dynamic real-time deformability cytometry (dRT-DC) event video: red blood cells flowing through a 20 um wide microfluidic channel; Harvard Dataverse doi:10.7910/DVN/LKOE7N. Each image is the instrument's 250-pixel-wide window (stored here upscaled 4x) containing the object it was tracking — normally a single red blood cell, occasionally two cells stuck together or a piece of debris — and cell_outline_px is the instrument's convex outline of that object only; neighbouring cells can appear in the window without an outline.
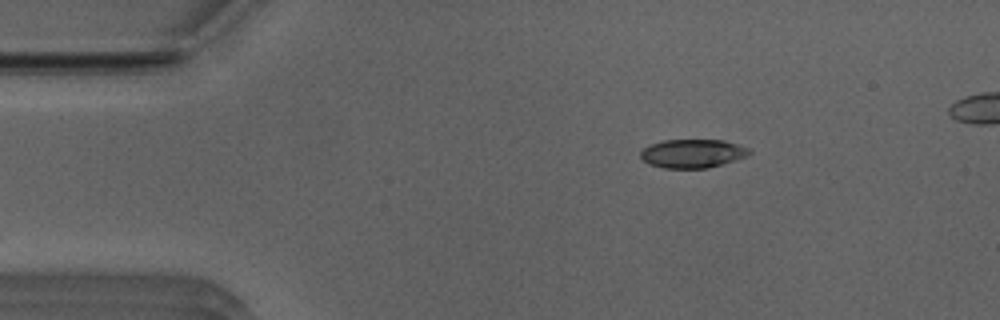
{"species": "Egyptian fruit bat (a non-hibernating species)", "species_latin": "Rousettus aegyptiacus", "temperature_condition": "room temperature", "stored_images_in_passage": 30, "camera_frame_rate_fps": 3000, "um_per_image_px": 0.085, "animal": {"sex": "male"}, "frame": {"image": 1, "passage_image": 1, "time_ms": 0.0, "image_size_px": [1000, 320], "cell_outline_px": [[752, 152], [748, 156], [736, 160], [708, 168], [664, 168], [648, 164], [640, 156], [640, 152], [644, 148], [652, 144], [664, 140], [724, 140], [748, 148]], "centroid_in_image_um": [58.88, 13.05], "position_along_channel_um": 26.1, "area_um2": 18.09}}
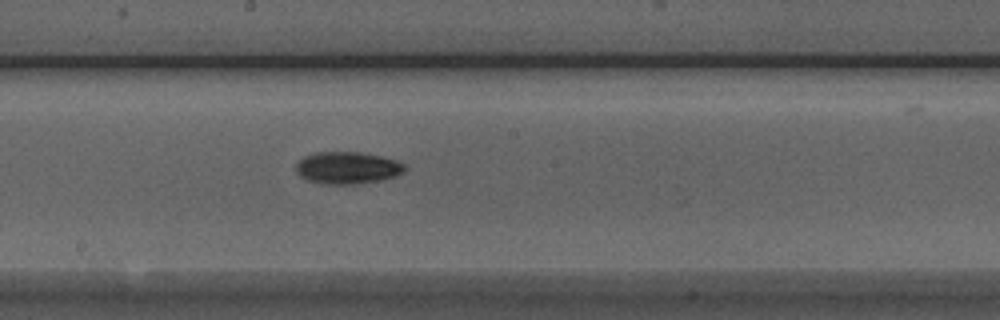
{"frame": {"image": 2, "passage_image": 20, "time_ms": 6.333, "image_size_px": [1000, 320], "cell_outline_px": [[408, 168], [404, 172], [396, 176], [380, 180], [356, 184], [324, 184], [308, 180], [300, 176], [296, 172], [296, 164], [304, 156], [316, 152], [356, 152], [380, 156], [396, 160], [404, 164]], "centroid_in_image_um": [29.54, 14.27], "position_along_channel_um": 218.7, "area_um2": 20.35}}
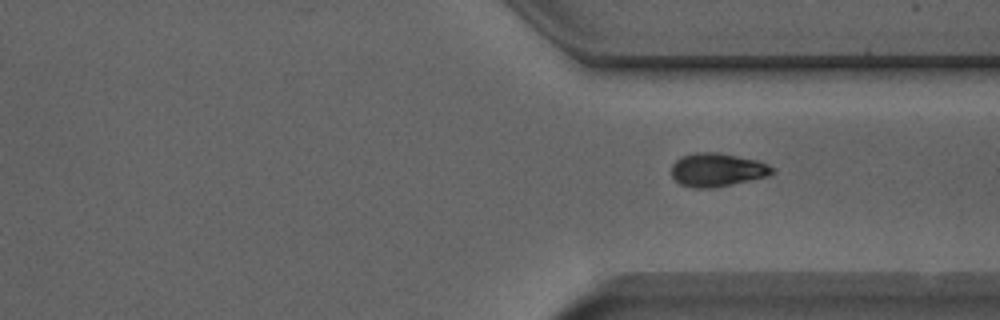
{"frame": {"image": 3, "passage_image": 30, "time_ms": 9.667, "image_size_px": [1000, 320], "cell_outline_px": [[776, 172], [768, 176], [732, 184], [712, 188], [696, 188], [680, 184], [672, 176], [672, 164], [680, 156], [696, 152], [716, 152], [756, 160], [768, 164], [776, 168]], "centroid_in_image_um": [60.97, 14.43], "position_along_channel_um": 350.4, "area_um2": 19.65}}